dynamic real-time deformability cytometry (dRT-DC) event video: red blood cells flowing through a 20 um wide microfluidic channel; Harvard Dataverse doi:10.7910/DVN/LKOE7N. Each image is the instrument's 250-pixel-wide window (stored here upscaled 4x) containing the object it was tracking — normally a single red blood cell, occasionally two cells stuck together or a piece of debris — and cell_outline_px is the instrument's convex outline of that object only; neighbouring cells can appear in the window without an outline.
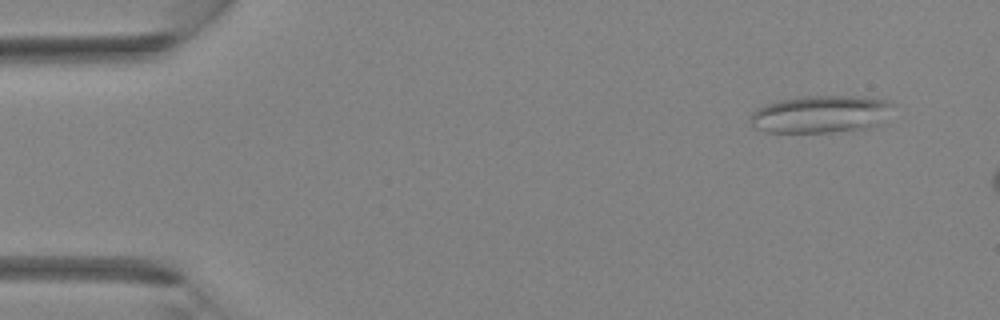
{"species": "Egyptian fruit bat (a non-hibernating species)", "species_latin": "Rousettus aegyptiacus", "temperature_condition": "room temperature", "stored_images_in_passage": 2, "camera_frame_rate_fps": 3000, "um_per_image_px": 0.085, "animal": {"sex": "female"}, "frame": {"image": 1, "passage_image": 1, "time_ms": 0.0, "image_size_px": [1000, 320], "cell_outline_px": [[892, 104], [876, 124], [868, 128], [828, 132], [764, 132], [756, 128], [752, 124], [752, 112], [756, 108], [764, 104], [776, 100], [804, 96], [852, 96], [888, 100]], "centroid_in_image_um": [69.64, 9.69], "position_along_channel_um": 15.4, "area_um2": 30.52}}